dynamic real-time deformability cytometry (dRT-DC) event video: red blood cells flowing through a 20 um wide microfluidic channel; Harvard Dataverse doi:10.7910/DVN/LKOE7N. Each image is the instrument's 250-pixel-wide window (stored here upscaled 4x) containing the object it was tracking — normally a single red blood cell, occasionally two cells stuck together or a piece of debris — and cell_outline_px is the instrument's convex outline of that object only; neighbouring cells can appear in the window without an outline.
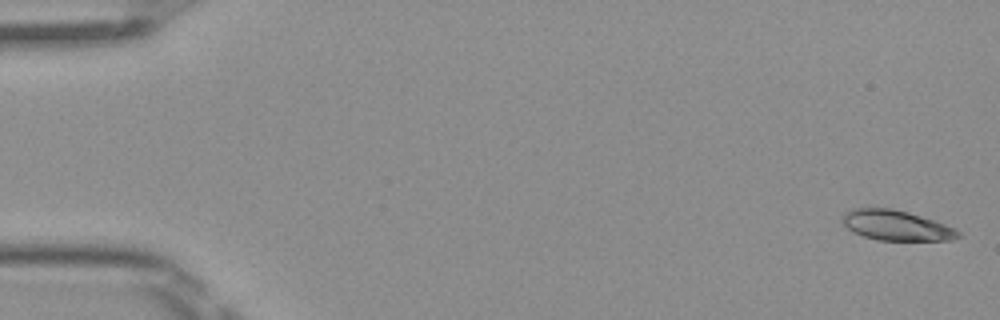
{"species": "Egyptian fruit bat (a non-hibernating species)", "species_latin": "Rousettus aegyptiacus", "temperature_condition": "room temperature", "stored_images_in_passage": 50, "camera_frame_rate_fps": 3000, "um_per_image_px": 0.085, "frame": {"image": 1, "passage_image": 1, "time_ms": 0.0, "image_size_px": [1000, 320], "cell_outline_px": [[964, 236], [952, 240], [876, 240], [864, 236], [848, 228], [840, 220], [844, 212], [848, 208], [892, 208], [908, 212], [944, 224], [960, 232]], "centroid_in_image_um": [76.15, 19.15], "position_along_channel_um": 8.8, "area_um2": 20.29}}
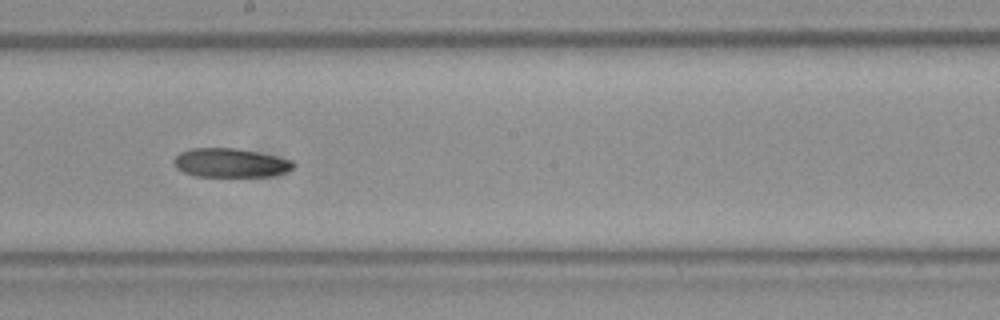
{"frame": {"image": 2, "passage_image": 28, "time_ms": 9.0, "image_size_px": [1000, 320], "cell_outline_px": [[296, 164], [292, 168], [284, 172], [272, 176], [196, 176], [184, 172], [176, 168], [172, 164], [172, 160], [180, 152], [192, 148], [236, 148], [276, 156], [292, 160]], "centroid_in_image_um": [19.55, 13.84], "position_along_channel_um": 228.6, "area_um2": 20.11}}
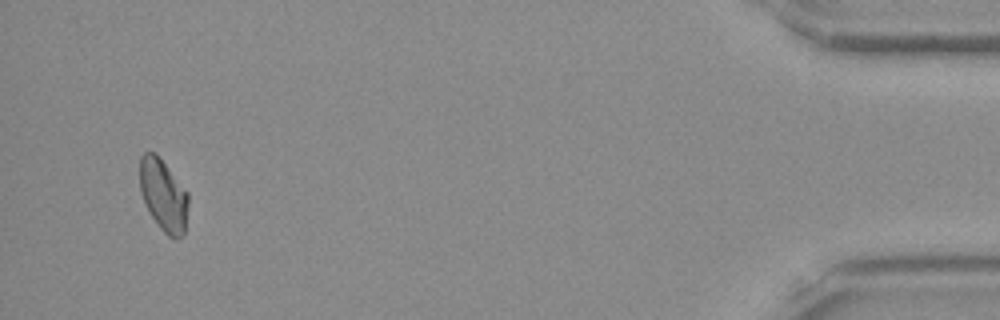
{"frame": {"image": 3, "passage_image": 48, "time_ms": 15.667, "image_size_px": [1000, 320], "cell_outline_px": [[188, 204], [184, 232], [176, 240], [168, 236], [160, 228], [152, 216], [140, 192], [140, 156], [144, 152], [156, 152], [188, 192]], "centroid_in_image_um": [13.89, 16.56], "position_along_channel_um": 421.3, "area_um2": 20.23}}